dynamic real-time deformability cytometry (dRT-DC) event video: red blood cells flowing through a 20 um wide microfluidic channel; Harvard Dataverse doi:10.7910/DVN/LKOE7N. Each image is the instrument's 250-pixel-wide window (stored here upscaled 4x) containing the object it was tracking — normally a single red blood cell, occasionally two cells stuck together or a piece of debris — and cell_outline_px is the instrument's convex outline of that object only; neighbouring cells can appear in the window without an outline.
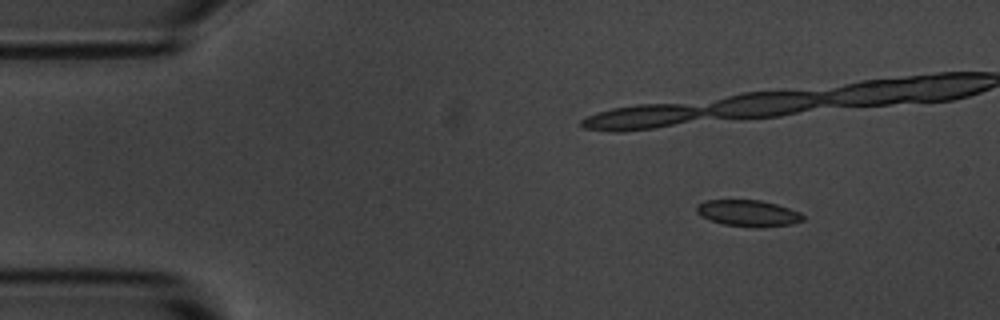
{"species": "common noctule bat (a hibernating species)", "species_latin": "Nyctalus noctula", "temperature_condition": "room temperature", "stored_images_in_passage": 4, "camera_frame_rate_fps": 3000, "um_per_image_px": 0.085, "animal": {"sex": "male", "body_mass_g": 20.1, "forearm_length_mm": 53.5}, "frame": {"image": 1, "passage_image": 1, "time_ms": 0.0, "image_size_px": [1000, 320], "cell_outline_px": [[804, 220], [792, 224], [764, 228], [756, 228], [724, 224], [712, 220], [696, 212], [696, 204], [704, 200], [760, 200], [776, 204], [800, 212], [804, 216]], "centroid_in_image_um": [63.62, 18.13], "position_along_channel_um": 21.4, "area_um2": 16.42}}